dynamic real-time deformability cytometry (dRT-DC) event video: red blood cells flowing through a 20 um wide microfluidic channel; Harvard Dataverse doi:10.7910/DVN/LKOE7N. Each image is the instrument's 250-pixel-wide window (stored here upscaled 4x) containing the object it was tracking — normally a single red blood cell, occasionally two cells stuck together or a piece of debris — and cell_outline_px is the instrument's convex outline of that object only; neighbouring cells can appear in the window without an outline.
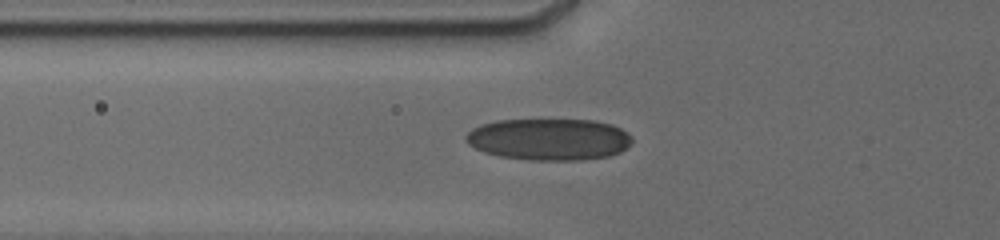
{"species": "human", "species_latin": "Homo sapiens", "temperature_condition": "cold", "stored_images_in_passage": 20, "camera_frame_rate_fps": 3000, "um_per_image_px": 0.085, "donor": {"sex": "male"}, "frame": {"image": 1, "passage_image": 13, "time_ms": 6.0, "image_size_px": [1000, 240], "cell_outline_px": [[632, 140], [620, 152], [608, 156], [580, 160], [528, 160], [500, 156], [484, 152], [468, 144], [464, 140], [464, 136], [472, 128], [480, 124], [496, 120], [592, 120], [612, 124], [620, 128], [632, 136]], "centroid_in_image_um": [46.62, 11.84], "position_along_channel_um": 79.2, "area_um2": 40.46}}
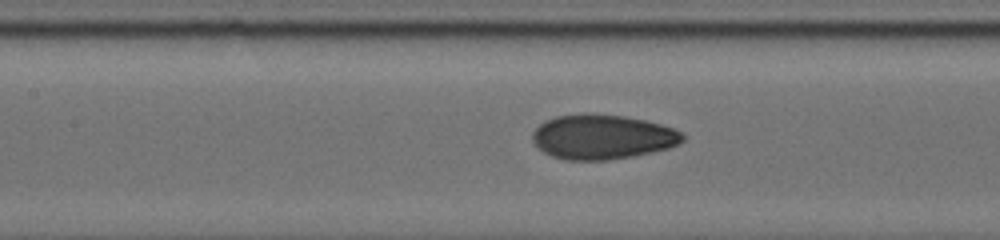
{"frame": {"image": 2, "passage_image": 17, "time_ms": 8.0, "image_size_px": [1000, 240], "cell_outline_px": [[684, 140], [668, 148], [652, 152], [632, 156], [608, 160], [564, 160], [552, 156], [544, 152], [532, 140], [532, 132], [540, 124], [556, 116], [584, 112], [624, 116], [644, 120], [660, 124], [672, 128], [680, 132], [684, 136]], "centroid_in_image_um": [51.17, 11.63], "position_along_channel_um": 156.2, "area_um2": 39.02}}
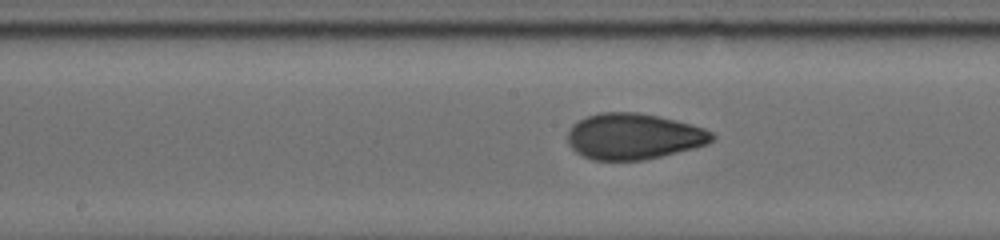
{"frame": {"image": 3, "passage_image": 19, "time_ms": 9.0, "image_size_px": [1000, 240], "cell_outline_px": [[716, 140], [708, 144], [644, 160], [592, 160], [576, 152], [572, 148], [568, 140], [568, 132], [572, 124], [588, 116], [600, 112], [640, 112], [660, 116], [676, 120], [704, 128], [712, 132], [716, 136]], "centroid_in_image_um": [53.88, 11.58], "position_along_channel_um": 194.3, "area_um2": 38.73}}